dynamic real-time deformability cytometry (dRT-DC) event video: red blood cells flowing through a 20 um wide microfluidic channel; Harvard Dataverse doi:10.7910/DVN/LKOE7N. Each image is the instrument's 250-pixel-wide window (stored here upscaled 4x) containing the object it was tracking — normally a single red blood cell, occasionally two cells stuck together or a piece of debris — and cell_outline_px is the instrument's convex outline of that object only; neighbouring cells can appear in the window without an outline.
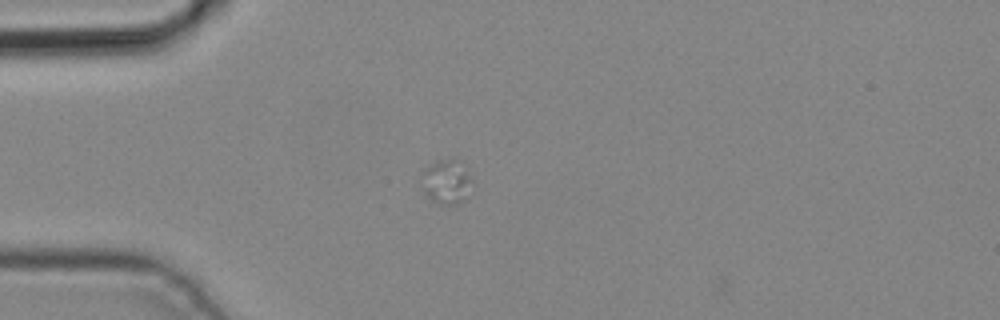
{"species": "common noctule bat (a hibernating species)", "species_latin": "Nyctalus noctula", "temperature_condition": "cold", "stored_images_in_passage": 5, "camera_frame_rate_fps": 3000, "um_per_image_px": 0.085, "animal": {"sex": "male", "body_mass_g": 19.2, "forearm_length_mm": 51.8}, "frame": {"image": 1, "passage_image": 4, "time_ms": 1.0, "image_size_px": [1000, 320], "cell_outline_px": [[472, 180], [464, 200], [456, 204], [440, 204], [432, 200], [428, 196], [424, 188], [428, 164], [440, 160], [452, 160]], "centroid_in_image_um": [37.95, 15.52], "position_along_channel_um": 47.1, "area_um2": 11.62}}